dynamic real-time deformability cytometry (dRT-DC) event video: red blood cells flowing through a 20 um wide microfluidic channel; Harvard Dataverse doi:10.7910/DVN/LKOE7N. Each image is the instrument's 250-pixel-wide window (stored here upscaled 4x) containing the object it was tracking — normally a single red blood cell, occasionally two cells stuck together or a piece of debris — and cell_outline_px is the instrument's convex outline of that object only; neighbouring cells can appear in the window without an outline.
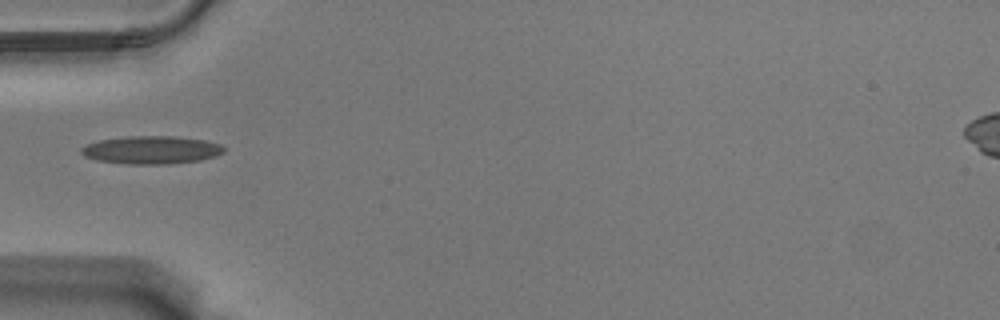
{"species": "Egyptian fruit bat (a non-hibernating species)", "species_latin": "Rousettus aegyptiacus", "temperature_condition": "warm", "stored_images_in_passage": 2, "camera_frame_rate_fps": 3000, "um_per_image_px": 0.085, "animal": {"sex": "male"}, "frame": {"image": 1, "passage_image": 1, "time_ms": 0.0, "image_size_px": [1000, 320], "cell_outline_px": [[224, 152], [216, 156], [200, 160], [168, 164], [128, 164], [96, 160], [84, 156], [80, 152], [80, 148], [88, 144], [100, 140], [128, 136], [176, 136], [204, 140], [220, 144], [224, 148]], "centroid_in_image_um": [12.87, 12.74], "position_along_channel_um": 72.1, "area_um2": 23.24}}